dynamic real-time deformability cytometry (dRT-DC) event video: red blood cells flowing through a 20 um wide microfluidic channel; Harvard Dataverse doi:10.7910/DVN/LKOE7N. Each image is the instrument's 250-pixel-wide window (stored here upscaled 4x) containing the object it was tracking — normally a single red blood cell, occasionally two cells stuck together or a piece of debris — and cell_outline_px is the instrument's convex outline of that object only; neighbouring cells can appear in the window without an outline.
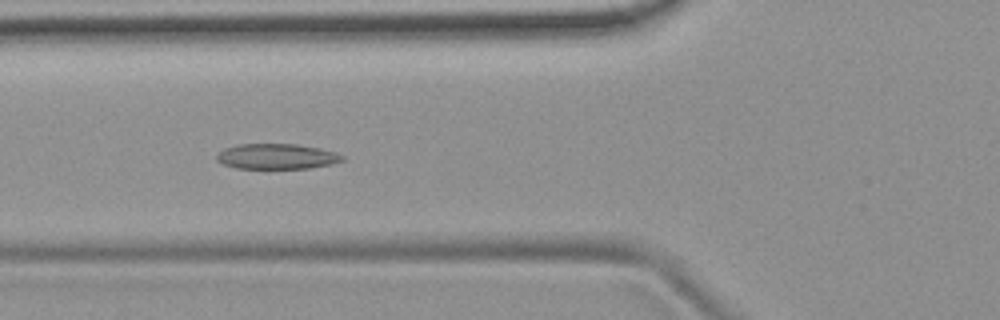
{"species": "common noctule bat (a hibernating species)", "species_latin": "Nyctalus noctula", "temperature_condition": "room temperature", "stored_images_in_passage": 53, "camera_frame_rate_fps": 3000, "um_per_image_px": 0.085, "animal": {"sex": "female", "body_mass_g": 19.9}, "frame": {"image": 1, "passage_image": 20, "time_ms": 6.333, "image_size_px": [1000, 320], "cell_outline_px": [[344, 160], [332, 164], [308, 168], [236, 168], [224, 164], [216, 160], [216, 156], [224, 148], [236, 144], [296, 144], [320, 148], [336, 152], [344, 156]], "centroid_in_image_um": [23.53, 13.29], "position_along_channel_um": 102.3, "area_um2": 18.55}}
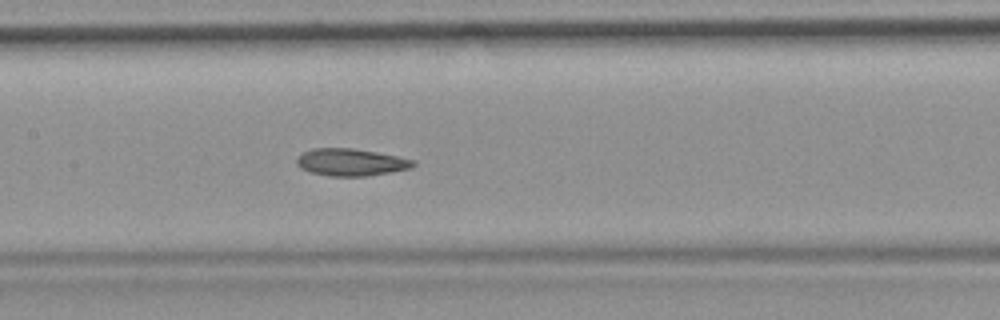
{"frame": {"image": 2, "passage_image": 26, "time_ms": 8.333, "image_size_px": [1000, 320], "cell_outline_px": [[416, 164], [412, 168], [392, 172], [368, 176], [328, 176], [308, 172], [300, 168], [296, 164], [296, 160], [304, 152], [312, 148], [352, 148], [376, 152], [416, 160]], "centroid_in_image_um": [29.84, 13.8], "position_along_channel_um": 177.6, "area_um2": 18.61}}
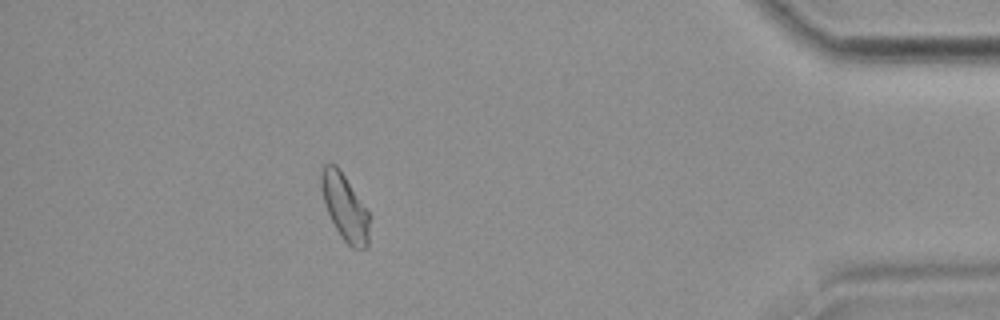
{"frame": {"image": 3, "passage_image": 48, "time_ms": 15.667, "image_size_px": [1000, 320], "cell_outline_px": [[368, 248], [352, 248], [340, 236], [328, 212], [320, 188], [320, 168], [324, 164], [336, 164], [340, 168], [368, 212]], "centroid_in_image_um": [29.27, 17.57], "position_along_channel_um": 405.9, "area_um2": 18.38}, "authors_computed_cell_mechanics": {"area_um2": 19.1896, "velocity_mm_per_s": 3.7543, "shape_relaxation_time_tau1_ms": null, "shape_relaxation_time_tau2_ms": 3.849, "deformation_change_tau1": null, "deformation_change_tau2": 0.0909}}